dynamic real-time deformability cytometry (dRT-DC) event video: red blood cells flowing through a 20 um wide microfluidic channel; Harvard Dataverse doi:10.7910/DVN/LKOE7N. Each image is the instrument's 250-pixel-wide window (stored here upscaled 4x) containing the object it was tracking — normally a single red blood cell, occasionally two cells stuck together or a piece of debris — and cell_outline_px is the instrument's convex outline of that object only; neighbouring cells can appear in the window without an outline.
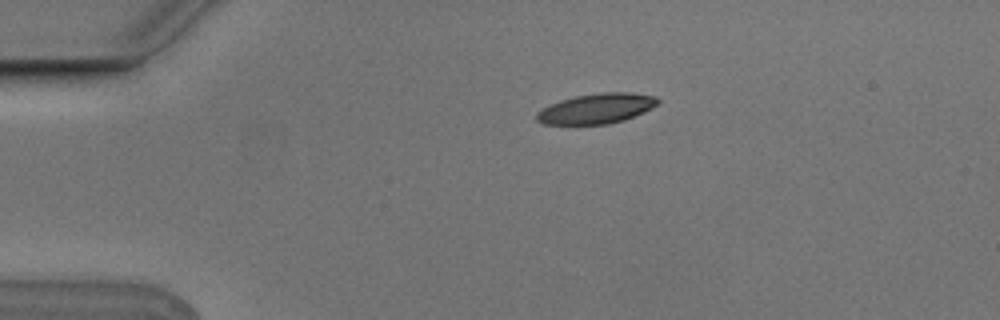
{"species": "Egyptian fruit bat (a non-hibernating species)", "species_latin": "Rousettus aegyptiacus", "temperature_condition": "cold", "stored_images_in_passage": 4, "camera_frame_rate_fps": 3000, "um_per_image_px": 0.085, "animal": {"sex": "male"}, "frame": {"image": 1, "passage_image": 1, "time_ms": 0.0, "image_size_px": [1000, 320], "cell_outline_px": [[660, 100], [656, 104], [624, 120], [608, 124], [544, 124], [536, 120], [536, 112], [560, 100], [576, 96], [600, 92], [632, 92], [656, 96]], "centroid_in_image_um": [50.67, 9.22], "position_along_channel_um": 34.3, "area_um2": 20.92}}
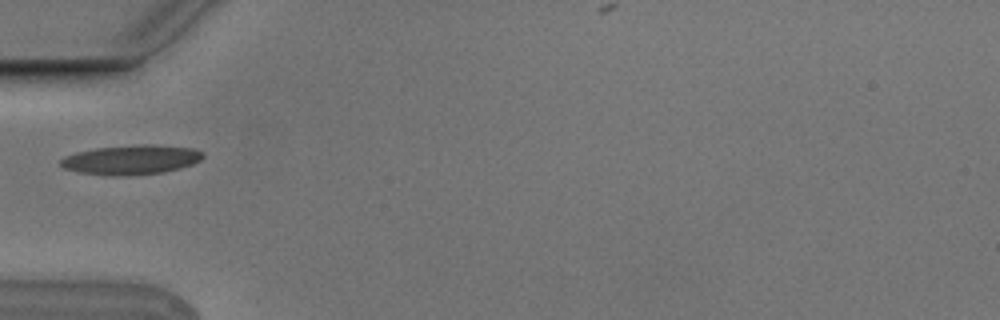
{"frame": {"image": 2, "passage_image": 3, "time_ms": 0.667, "image_size_px": [1000, 320], "cell_outline_px": [[204, 156], [200, 160], [192, 164], [180, 168], [164, 172], [128, 176], [112, 176], [80, 172], [64, 168], [60, 164], [60, 160], [64, 156], [76, 152], [96, 148], [140, 144], [152, 144], [192, 148], [204, 152]], "centroid_in_image_um": [11.16, 13.58], "position_along_channel_um": 73.8, "area_um2": 24.57}}